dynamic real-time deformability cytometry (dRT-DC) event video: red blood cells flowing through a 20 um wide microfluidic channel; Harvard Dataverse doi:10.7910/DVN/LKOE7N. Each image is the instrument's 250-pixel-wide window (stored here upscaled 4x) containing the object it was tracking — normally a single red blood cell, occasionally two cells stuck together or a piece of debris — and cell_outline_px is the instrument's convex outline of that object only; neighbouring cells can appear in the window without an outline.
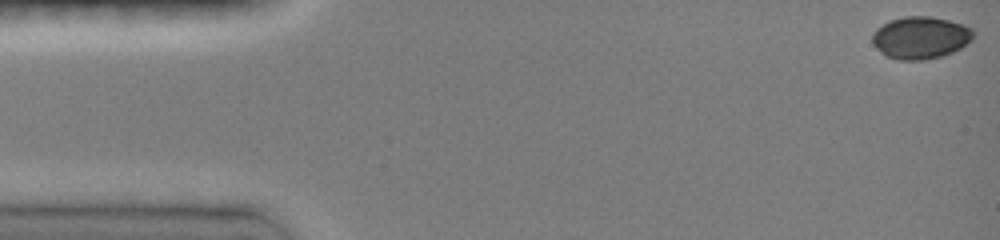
{"species": "common noctule bat (a hibernating species)", "species_latin": "Nyctalus noctula", "temperature_condition": "room temperature", "stored_images_in_passage": 26, "camera_frame_rate_fps": 3000, "um_per_image_px": 0.085, "animal": {"sex": "female", "body_mass_g": 19.0, "forearm_length_mm": 51.5}, "frame": {"image": 1, "passage_image": 1, "time_ms": 0.0, "image_size_px": [1000, 240], "cell_outline_px": [[976, 32], [972, 40], [960, 48], [952, 52], [940, 56], [924, 60], [900, 60], [884, 56], [872, 44], [872, 32], [876, 28], [892, 20], [904, 16], [932, 16], [948, 20], [972, 28]], "centroid_in_image_um": [78.23, 3.2], "position_along_channel_um": 6.8, "area_um2": 25.03}}
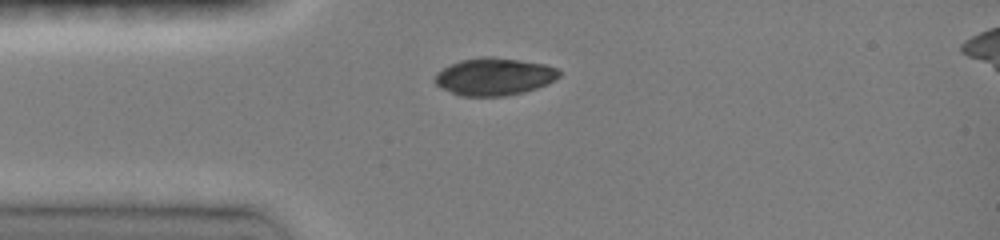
{"frame": {"image": 2, "passage_image": 16, "time_ms": 3.667, "image_size_px": [1000, 240], "cell_outline_px": [[560, 76], [556, 80], [548, 84], [524, 92], [504, 96], [460, 96], [440, 88], [432, 80], [436, 72], [460, 60], [480, 56], [492, 56], [520, 60], [544, 64], [556, 68], [560, 72]], "centroid_in_image_um": [41.98, 6.51], "position_along_channel_um": 43.0, "area_um2": 27.4}}
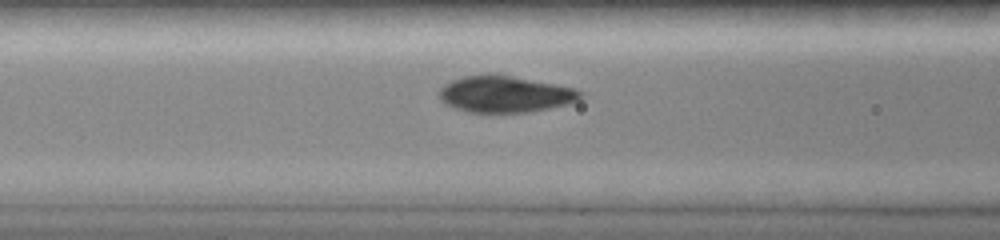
{"frame": {"image": 3, "passage_image": 26, "time_ms": 6.0, "image_size_px": [1000, 240], "cell_outline_px": [[584, 96], [580, 100], [572, 104], [528, 112], [468, 112], [452, 108], [444, 104], [440, 100], [440, 88], [444, 84], [452, 80], [464, 76], [484, 72], [488, 72], [512, 76], [576, 88]], "centroid_in_image_um": [42.92, 7.99], "position_along_channel_um": 123.7, "area_um2": 30.58}}